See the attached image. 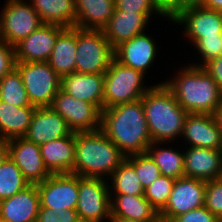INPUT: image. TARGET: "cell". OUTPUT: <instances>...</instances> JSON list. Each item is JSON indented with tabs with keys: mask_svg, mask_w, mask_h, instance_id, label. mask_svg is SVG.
Masks as SVG:
<instances>
[{
	"mask_svg": "<svg viewBox=\"0 0 222 222\" xmlns=\"http://www.w3.org/2000/svg\"><path fill=\"white\" fill-rule=\"evenodd\" d=\"M101 130L125 156L145 153L153 143L142 99L103 109Z\"/></svg>",
	"mask_w": 222,
	"mask_h": 222,
	"instance_id": "cell-1",
	"label": "cell"
},
{
	"mask_svg": "<svg viewBox=\"0 0 222 222\" xmlns=\"http://www.w3.org/2000/svg\"><path fill=\"white\" fill-rule=\"evenodd\" d=\"M176 73L161 83L173 93L178 104L188 113L213 115L222 102V93L208 72L189 64Z\"/></svg>",
	"mask_w": 222,
	"mask_h": 222,
	"instance_id": "cell-2",
	"label": "cell"
},
{
	"mask_svg": "<svg viewBox=\"0 0 222 222\" xmlns=\"http://www.w3.org/2000/svg\"><path fill=\"white\" fill-rule=\"evenodd\" d=\"M126 156L99 129L75 132V161L72 174L85 178L109 179Z\"/></svg>",
	"mask_w": 222,
	"mask_h": 222,
	"instance_id": "cell-3",
	"label": "cell"
},
{
	"mask_svg": "<svg viewBox=\"0 0 222 222\" xmlns=\"http://www.w3.org/2000/svg\"><path fill=\"white\" fill-rule=\"evenodd\" d=\"M141 99L152 142L170 143L181 138L189 113L178 104L164 83L153 84Z\"/></svg>",
	"mask_w": 222,
	"mask_h": 222,
	"instance_id": "cell-4",
	"label": "cell"
},
{
	"mask_svg": "<svg viewBox=\"0 0 222 222\" xmlns=\"http://www.w3.org/2000/svg\"><path fill=\"white\" fill-rule=\"evenodd\" d=\"M145 74L115 58L104 73L103 109L140 100L153 86H145Z\"/></svg>",
	"mask_w": 222,
	"mask_h": 222,
	"instance_id": "cell-5",
	"label": "cell"
},
{
	"mask_svg": "<svg viewBox=\"0 0 222 222\" xmlns=\"http://www.w3.org/2000/svg\"><path fill=\"white\" fill-rule=\"evenodd\" d=\"M114 58V49L102 30L77 28L76 73L104 74Z\"/></svg>",
	"mask_w": 222,
	"mask_h": 222,
	"instance_id": "cell-6",
	"label": "cell"
},
{
	"mask_svg": "<svg viewBox=\"0 0 222 222\" xmlns=\"http://www.w3.org/2000/svg\"><path fill=\"white\" fill-rule=\"evenodd\" d=\"M16 68L21 74L31 105L36 108L50 107L60 90L61 78L49 63L16 61Z\"/></svg>",
	"mask_w": 222,
	"mask_h": 222,
	"instance_id": "cell-7",
	"label": "cell"
},
{
	"mask_svg": "<svg viewBox=\"0 0 222 222\" xmlns=\"http://www.w3.org/2000/svg\"><path fill=\"white\" fill-rule=\"evenodd\" d=\"M109 182L106 177L85 178L78 175L76 211L81 222H105V220L110 222Z\"/></svg>",
	"mask_w": 222,
	"mask_h": 222,
	"instance_id": "cell-8",
	"label": "cell"
},
{
	"mask_svg": "<svg viewBox=\"0 0 222 222\" xmlns=\"http://www.w3.org/2000/svg\"><path fill=\"white\" fill-rule=\"evenodd\" d=\"M0 9V39L15 47L43 22L27 0H6Z\"/></svg>",
	"mask_w": 222,
	"mask_h": 222,
	"instance_id": "cell-9",
	"label": "cell"
},
{
	"mask_svg": "<svg viewBox=\"0 0 222 222\" xmlns=\"http://www.w3.org/2000/svg\"><path fill=\"white\" fill-rule=\"evenodd\" d=\"M50 107L62 116L73 132L101 129V111L94 104L77 100L61 89L54 96Z\"/></svg>",
	"mask_w": 222,
	"mask_h": 222,
	"instance_id": "cell-10",
	"label": "cell"
},
{
	"mask_svg": "<svg viewBox=\"0 0 222 222\" xmlns=\"http://www.w3.org/2000/svg\"><path fill=\"white\" fill-rule=\"evenodd\" d=\"M206 181L181 177L175 180L166 205L159 211L163 222H171L180 214L205 204Z\"/></svg>",
	"mask_w": 222,
	"mask_h": 222,
	"instance_id": "cell-11",
	"label": "cell"
},
{
	"mask_svg": "<svg viewBox=\"0 0 222 222\" xmlns=\"http://www.w3.org/2000/svg\"><path fill=\"white\" fill-rule=\"evenodd\" d=\"M40 207L52 210L76 209L78 201V175L72 173L51 174L37 184Z\"/></svg>",
	"mask_w": 222,
	"mask_h": 222,
	"instance_id": "cell-12",
	"label": "cell"
},
{
	"mask_svg": "<svg viewBox=\"0 0 222 222\" xmlns=\"http://www.w3.org/2000/svg\"><path fill=\"white\" fill-rule=\"evenodd\" d=\"M172 22L183 25L184 39L191 41V47L203 37L222 35V12L204 6L184 10Z\"/></svg>",
	"mask_w": 222,
	"mask_h": 222,
	"instance_id": "cell-13",
	"label": "cell"
},
{
	"mask_svg": "<svg viewBox=\"0 0 222 222\" xmlns=\"http://www.w3.org/2000/svg\"><path fill=\"white\" fill-rule=\"evenodd\" d=\"M9 156L30 184H38L51 173L46 169L40 146L25 137L8 140Z\"/></svg>",
	"mask_w": 222,
	"mask_h": 222,
	"instance_id": "cell-14",
	"label": "cell"
},
{
	"mask_svg": "<svg viewBox=\"0 0 222 222\" xmlns=\"http://www.w3.org/2000/svg\"><path fill=\"white\" fill-rule=\"evenodd\" d=\"M64 29L60 25L42 24L15 46L16 61L47 62L58 35Z\"/></svg>",
	"mask_w": 222,
	"mask_h": 222,
	"instance_id": "cell-15",
	"label": "cell"
},
{
	"mask_svg": "<svg viewBox=\"0 0 222 222\" xmlns=\"http://www.w3.org/2000/svg\"><path fill=\"white\" fill-rule=\"evenodd\" d=\"M181 137L189 145L186 147L222 150V130L211 114L189 113Z\"/></svg>",
	"mask_w": 222,
	"mask_h": 222,
	"instance_id": "cell-16",
	"label": "cell"
},
{
	"mask_svg": "<svg viewBox=\"0 0 222 222\" xmlns=\"http://www.w3.org/2000/svg\"><path fill=\"white\" fill-rule=\"evenodd\" d=\"M149 35L144 32L121 43L114 49V58L119 63L146 75L147 70L153 67L158 53L157 44Z\"/></svg>",
	"mask_w": 222,
	"mask_h": 222,
	"instance_id": "cell-17",
	"label": "cell"
},
{
	"mask_svg": "<svg viewBox=\"0 0 222 222\" xmlns=\"http://www.w3.org/2000/svg\"><path fill=\"white\" fill-rule=\"evenodd\" d=\"M72 132L62 116L51 107H37L24 137L41 146L48 141L68 136Z\"/></svg>",
	"mask_w": 222,
	"mask_h": 222,
	"instance_id": "cell-18",
	"label": "cell"
},
{
	"mask_svg": "<svg viewBox=\"0 0 222 222\" xmlns=\"http://www.w3.org/2000/svg\"><path fill=\"white\" fill-rule=\"evenodd\" d=\"M153 14L114 10L102 32L111 47L115 49L121 43L144 33Z\"/></svg>",
	"mask_w": 222,
	"mask_h": 222,
	"instance_id": "cell-19",
	"label": "cell"
},
{
	"mask_svg": "<svg viewBox=\"0 0 222 222\" xmlns=\"http://www.w3.org/2000/svg\"><path fill=\"white\" fill-rule=\"evenodd\" d=\"M40 197L37 184H29L12 197L0 201L2 222H34L37 220Z\"/></svg>",
	"mask_w": 222,
	"mask_h": 222,
	"instance_id": "cell-20",
	"label": "cell"
},
{
	"mask_svg": "<svg viewBox=\"0 0 222 222\" xmlns=\"http://www.w3.org/2000/svg\"><path fill=\"white\" fill-rule=\"evenodd\" d=\"M185 177L203 181L222 178V150L187 147L184 151Z\"/></svg>",
	"mask_w": 222,
	"mask_h": 222,
	"instance_id": "cell-21",
	"label": "cell"
},
{
	"mask_svg": "<svg viewBox=\"0 0 222 222\" xmlns=\"http://www.w3.org/2000/svg\"><path fill=\"white\" fill-rule=\"evenodd\" d=\"M60 89L77 100L103 110L104 74L71 73L61 77Z\"/></svg>",
	"mask_w": 222,
	"mask_h": 222,
	"instance_id": "cell-22",
	"label": "cell"
},
{
	"mask_svg": "<svg viewBox=\"0 0 222 222\" xmlns=\"http://www.w3.org/2000/svg\"><path fill=\"white\" fill-rule=\"evenodd\" d=\"M46 169L51 174L72 173L75 161V132L40 146Z\"/></svg>",
	"mask_w": 222,
	"mask_h": 222,
	"instance_id": "cell-23",
	"label": "cell"
},
{
	"mask_svg": "<svg viewBox=\"0 0 222 222\" xmlns=\"http://www.w3.org/2000/svg\"><path fill=\"white\" fill-rule=\"evenodd\" d=\"M111 219L162 221L144 195L110 194Z\"/></svg>",
	"mask_w": 222,
	"mask_h": 222,
	"instance_id": "cell-24",
	"label": "cell"
},
{
	"mask_svg": "<svg viewBox=\"0 0 222 222\" xmlns=\"http://www.w3.org/2000/svg\"><path fill=\"white\" fill-rule=\"evenodd\" d=\"M77 50V28H65L56 39L51 56L47 61L61 78L75 73Z\"/></svg>",
	"mask_w": 222,
	"mask_h": 222,
	"instance_id": "cell-25",
	"label": "cell"
},
{
	"mask_svg": "<svg viewBox=\"0 0 222 222\" xmlns=\"http://www.w3.org/2000/svg\"><path fill=\"white\" fill-rule=\"evenodd\" d=\"M79 29L102 30L115 10V0H75Z\"/></svg>",
	"mask_w": 222,
	"mask_h": 222,
	"instance_id": "cell-26",
	"label": "cell"
},
{
	"mask_svg": "<svg viewBox=\"0 0 222 222\" xmlns=\"http://www.w3.org/2000/svg\"><path fill=\"white\" fill-rule=\"evenodd\" d=\"M35 106L16 107L0 100V138L24 137L30 126Z\"/></svg>",
	"mask_w": 222,
	"mask_h": 222,
	"instance_id": "cell-27",
	"label": "cell"
},
{
	"mask_svg": "<svg viewBox=\"0 0 222 222\" xmlns=\"http://www.w3.org/2000/svg\"><path fill=\"white\" fill-rule=\"evenodd\" d=\"M43 24L75 27V0H29Z\"/></svg>",
	"mask_w": 222,
	"mask_h": 222,
	"instance_id": "cell-28",
	"label": "cell"
},
{
	"mask_svg": "<svg viewBox=\"0 0 222 222\" xmlns=\"http://www.w3.org/2000/svg\"><path fill=\"white\" fill-rule=\"evenodd\" d=\"M162 144L168 143L153 142L146 151L160 169L161 175L174 179L184 177V149L182 152L170 146L162 147Z\"/></svg>",
	"mask_w": 222,
	"mask_h": 222,
	"instance_id": "cell-29",
	"label": "cell"
},
{
	"mask_svg": "<svg viewBox=\"0 0 222 222\" xmlns=\"http://www.w3.org/2000/svg\"><path fill=\"white\" fill-rule=\"evenodd\" d=\"M110 181V194L144 195V188L135 168L126 159L110 176Z\"/></svg>",
	"mask_w": 222,
	"mask_h": 222,
	"instance_id": "cell-30",
	"label": "cell"
},
{
	"mask_svg": "<svg viewBox=\"0 0 222 222\" xmlns=\"http://www.w3.org/2000/svg\"><path fill=\"white\" fill-rule=\"evenodd\" d=\"M0 100L16 107L32 106L17 68L0 80Z\"/></svg>",
	"mask_w": 222,
	"mask_h": 222,
	"instance_id": "cell-31",
	"label": "cell"
},
{
	"mask_svg": "<svg viewBox=\"0 0 222 222\" xmlns=\"http://www.w3.org/2000/svg\"><path fill=\"white\" fill-rule=\"evenodd\" d=\"M29 184L21 170L8 156L0 166V201L12 197Z\"/></svg>",
	"mask_w": 222,
	"mask_h": 222,
	"instance_id": "cell-32",
	"label": "cell"
},
{
	"mask_svg": "<svg viewBox=\"0 0 222 222\" xmlns=\"http://www.w3.org/2000/svg\"><path fill=\"white\" fill-rule=\"evenodd\" d=\"M125 159L135 168L136 174L144 189L161 175L160 169L147 152L132 154L126 156Z\"/></svg>",
	"mask_w": 222,
	"mask_h": 222,
	"instance_id": "cell-33",
	"label": "cell"
},
{
	"mask_svg": "<svg viewBox=\"0 0 222 222\" xmlns=\"http://www.w3.org/2000/svg\"><path fill=\"white\" fill-rule=\"evenodd\" d=\"M175 180L174 178L160 175L159 178L144 189V197L155 209L160 211L169 199Z\"/></svg>",
	"mask_w": 222,
	"mask_h": 222,
	"instance_id": "cell-34",
	"label": "cell"
},
{
	"mask_svg": "<svg viewBox=\"0 0 222 222\" xmlns=\"http://www.w3.org/2000/svg\"><path fill=\"white\" fill-rule=\"evenodd\" d=\"M115 10L137 13H155L166 18L164 0H115Z\"/></svg>",
	"mask_w": 222,
	"mask_h": 222,
	"instance_id": "cell-35",
	"label": "cell"
},
{
	"mask_svg": "<svg viewBox=\"0 0 222 222\" xmlns=\"http://www.w3.org/2000/svg\"><path fill=\"white\" fill-rule=\"evenodd\" d=\"M193 47L199 54L198 58L201 59V64L191 63V65L203 67L206 63L222 54V35L203 37Z\"/></svg>",
	"mask_w": 222,
	"mask_h": 222,
	"instance_id": "cell-36",
	"label": "cell"
},
{
	"mask_svg": "<svg viewBox=\"0 0 222 222\" xmlns=\"http://www.w3.org/2000/svg\"><path fill=\"white\" fill-rule=\"evenodd\" d=\"M204 206L222 222V178L206 182Z\"/></svg>",
	"mask_w": 222,
	"mask_h": 222,
	"instance_id": "cell-37",
	"label": "cell"
},
{
	"mask_svg": "<svg viewBox=\"0 0 222 222\" xmlns=\"http://www.w3.org/2000/svg\"><path fill=\"white\" fill-rule=\"evenodd\" d=\"M36 222H81L76 209L52 210L39 207Z\"/></svg>",
	"mask_w": 222,
	"mask_h": 222,
	"instance_id": "cell-38",
	"label": "cell"
},
{
	"mask_svg": "<svg viewBox=\"0 0 222 222\" xmlns=\"http://www.w3.org/2000/svg\"><path fill=\"white\" fill-rule=\"evenodd\" d=\"M205 0H164L167 21H172L178 14L190 8L204 6Z\"/></svg>",
	"mask_w": 222,
	"mask_h": 222,
	"instance_id": "cell-39",
	"label": "cell"
},
{
	"mask_svg": "<svg viewBox=\"0 0 222 222\" xmlns=\"http://www.w3.org/2000/svg\"><path fill=\"white\" fill-rule=\"evenodd\" d=\"M16 68L15 47L0 39V80Z\"/></svg>",
	"mask_w": 222,
	"mask_h": 222,
	"instance_id": "cell-40",
	"label": "cell"
},
{
	"mask_svg": "<svg viewBox=\"0 0 222 222\" xmlns=\"http://www.w3.org/2000/svg\"><path fill=\"white\" fill-rule=\"evenodd\" d=\"M171 222H221L205 206L193 209L175 217Z\"/></svg>",
	"mask_w": 222,
	"mask_h": 222,
	"instance_id": "cell-41",
	"label": "cell"
},
{
	"mask_svg": "<svg viewBox=\"0 0 222 222\" xmlns=\"http://www.w3.org/2000/svg\"><path fill=\"white\" fill-rule=\"evenodd\" d=\"M203 68L216 82L219 91L222 93V54L218 58H215L206 63Z\"/></svg>",
	"mask_w": 222,
	"mask_h": 222,
	"instance_id": "cell-42",
	"label": "cell"
},
{
	"mask_svg": "<svg viewBox=\"0 0 222 222\" xmlns=\"http://www.w3.org/2000/svg\"><path fill=\"white\" fill-rule=\"evenodd\" d=\"M8 156V141L0 138V166Z\"/></svg>",
	"mask_w": 222,
	"mask_h": 222,
	"instance_id": "cell-43",
	"label": "cell"
},
{
	"mask_svg": "<svg viewBox=\"0 0 222 222\" xmlns=\"http://www.w3.org/2000/svg\"><path fill=\"white\" fill-rule=\"evenodd\" d=\"M204 7L222 12V0H205Z\"/></svg>",
	"mask_w": 222,
	"mask_h": 222,
	"instance_id": "cell-44",
	"label": "cell"
},
{
	"mask_svg": "<svg viewBox=\"0 0 222 222\" xmlns=\"http://www.w3.org/2000/svg\"><path fill=\"white\" fill-rule=\"evenodd\" d=\"M216 123L218 127L222 130V102L221 104L217 107L215 113L213 114Z\"/></svg>",
	"mask_w": 222,
	"mask_h": 222,
	"instance_id": "cell-45",
	"label": "cell"
},
{
	"mask_svg": "<svg viewBox=\"0 0 222 222\" xmlns=\"http://www.w3.org/2000/svg\"><path fill=\"white\" fill-rule=\"evenodd\" d=\"M110 222H163V221H138L130 219H111Z\"/></svg>",
	"mask_w": 222,
	"mask_h": 222,
	"instance_id": "cell-46",
	"label": "cell"
}]
</instances>
